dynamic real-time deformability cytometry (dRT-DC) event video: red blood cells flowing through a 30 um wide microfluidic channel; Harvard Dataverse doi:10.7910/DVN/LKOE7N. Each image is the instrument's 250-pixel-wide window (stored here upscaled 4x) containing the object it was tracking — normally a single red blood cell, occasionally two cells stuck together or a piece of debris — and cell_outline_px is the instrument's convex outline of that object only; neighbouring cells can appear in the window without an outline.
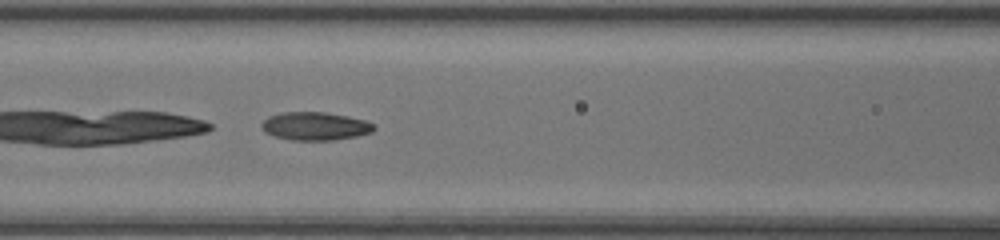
{"species": "common noctule bat (a hibernating species)", "species_latin": "Nyctalus noctula", "temperature_condition": "room temperature", "stored_images_in_passage": 47, "camera_frame_rate_fps": 3000, "um_per_image_px": 0.085, "animal": {"sex": "female", "body_mass_g": 20.0, "forearm_length_mm": 54.0}, "frame": {"image": 1, "passage_image": 23, "time_ms": 7.333, "image_size_px": [1000, 240], "cell_outline_px": [[376, 128], [372, 132], [356, 136], [332, 140], [292, 140], [276, 136], [264, 132], [260, 124], [268, 116], [280, 112], [324, 112], [348, 116], [364, 120], [372, 124]], "centroid_in_image_um": [26.76, 10.71], "position_along_channel_um": 139.8, "area_um2": 18.38}}
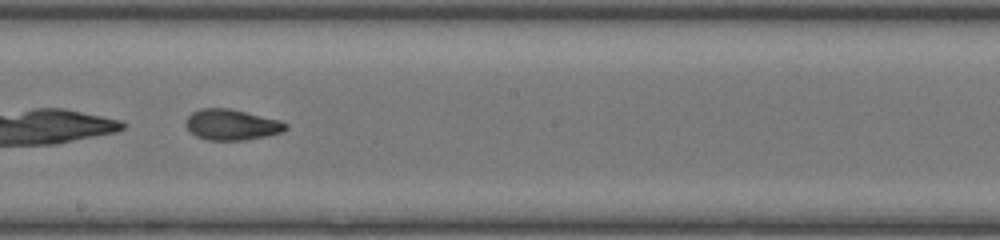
{"frame": {"image": 2, "passage_image": 29, "time_ms": 9.333, "image_size_px": [1000, 240], "cell_outline_px": [[288, 128], [280, 132], [264, 136], [244, 140], [208, 140], [196, 136], [184, 124], [184, 120], [192, 112], [200, 108], [228, 108], [280, 120], [288, 124]], "centroid_in_image_um": [19.66, 10.59], "position_along_channel_um": 228.5, "area_um2": 17.8}}
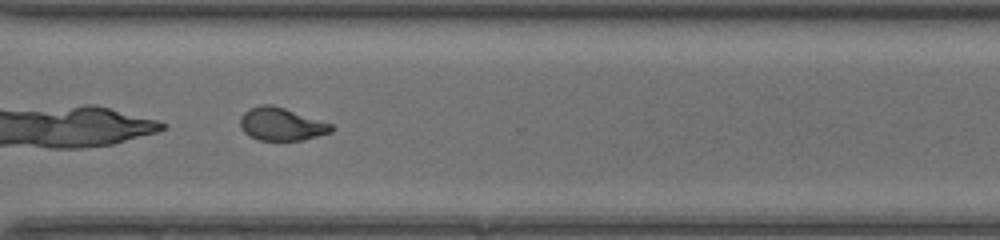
{"frame": {"image": 3, "passage_image": 37, "time_ms": 12.0, "image_size_px": [1000, 240], "cell_outline_px": [[332, 132], [304, 140], [260, 140], [248, 136], [240, 128], [240, 116], [248, 108], [260, 104], [272, 104], [332, 124]], "centroid_in_image_um": [23.87, 10.55], "position_along_channel_um": 346.7, "area_um2": 17.51}}